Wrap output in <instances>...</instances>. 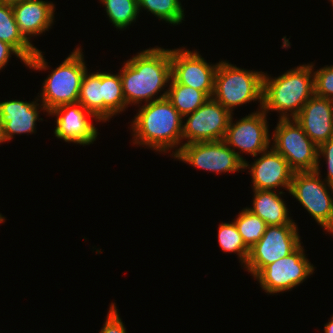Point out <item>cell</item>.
I'll list each match as a JSON object with an SVG mask.
<instances>
[{
	"label": "cell",
	"mask_w": 333,
	"mask_h": 333,
	"mask_svg": "<svg viewBox=\"0 0 333 333\" xmlns=\"http://www.w3.org/2000/svg\"><path fill=\"white\" fill-rule=\"evenodd\" d=\"M119 73L127 108L166 98L168 89L165 91L164 87L171 80V49L156 46L140 51L124 62Z\"/></svg>",
	"instance_id": "obj_1"
},
{
	"label": "cell",
	"mask_w": 333,
	"mask_h": 333,
	"mask_svg": "<svg viewBox=\"0 0 333 333\" xmlns=\"http://www.w3.org/2000/svg\"><path fill=\"white\" fill-rule=\"evenodd\" d=\"M131 123L133 145L146 146L163 154L175 149L172 157L182 147L183 117L167 98L140 106Z\"/></svg>",
	"instance_id": "obj_2"
},
{
	"label": "cell",
	"mask_w": 333,
	"mask_h": 333,
	"mask_svg": "<svg viewBox=\"0 0 333 333\" xmlns=\"http://www.w3.org/2000/svg\"><path fill=\"white\" fill-rule=\"evenodd\" d=\"M313 64L299 65L278 77L264 73L262 110L277 111L278 119L295 118L314 95Z\"/></svg>",
	"instance_id": "obj_3"
},
{
	"label": "cell",
	"mask_w": 333,
	"mask_h": 333,
	"mask_svg": "<svg viewBox=\"0 0 333 333\" xmlns=\"http://www.w3.org/2000/svg\"><path fill=\"white\" fill-rule=\"evenodd\" d=\"M262 71H250L229 63L219 61L214 77L212 98L223 105L231 114L234 108L250 102H259V110L263 105Z\"/></svg>",
	"instance_id": "obj_4"
},
{
	"label": "cell",
	"mask_w": 333,
	"mask_h": 333,
	"mask_svg": "<svg viewBox=\"0 0 333 333\" xmlns=\"http://www.w3.org/2000/svg\"><path fill=\"white\" fill-rule=\"evenodd\" d=\"M85 64L82 48L78 46L58 67L51 70L38 95L47 113L63 104L78 103L81 82L88 70Z\"/></svg>",
	"instance_id": "obj_5"
},
{
	"label": "cell",
	"mask_w": 333,
	"mask_h": 333,
	"mask_svg": "<svg viewBox=\"0 0 333 333\" xmlns=\"http://www.w3.org/2000/svg\"><path fill=\"white\" fill-rule=\"evenodd\" d=\"M320 172L319 163L315 171L294 172L289 194L299 201L324 231L331 234L333 232V186L321 179Z\"/></svg>",
	"instance_id": "obj_6"
},
{
	"label": "cell",
	"mask_w": 333,
	"mask_h": 333,
	"mask_svg": "<svg viewBox=\"0 0 333 333\" xmlns=\"http://www.w3.org/2000/svg\"><path fill=\"white\" fill-rule=\"evenodd\" d=\"M271 147L281 154L294 172L315 171L318 146L294 119H279L272 133Z\"/></svg>",
	"instance_id": "obj_7"
},
{
	"label": "cell",
	"mask_w": 333,
	"mask_h": 333,
	"mask_svg": "<svg viewBox=\"0 0 333 333\" xmlns=\"http://www.w3.org/2000/svg\"><path fill=\"white\" fill-rule=\"evenodd\" d=\"M303 247L300 245L290 255L266 265L253 277L262 290L270 295L290 291L314 273V265L306 258Z\"/></svg>",
	"instance_id": "obj_8"
},
{
	"label": "cell",
	"mask_w": 333,
	"mask_h": 333,
	"mask_svg": "<svg viewBox=\"0 0 333 333\" xmlns=\"http://www.w3.org/2000/svg\"><path fill=\"white\" fill-rule=\"evenodd\" d=\"M296 224L267 226L262 238L249 249L243 268L253 277L266 265L290 255L301 245Z\"/></svg>",
	"instance_id": "obj_9"
},
{
	"label": "cell",
	"mask_w": 333,
	"mask_h": 333,
	"mask_svg": "<svg viewBox=\"0 0 333 333\" xmlns=\"http://www.w3.org/2000/svg\"><path fill=\"white\" fill-rule=\"evenodd\" d=\"M267 116L268 114L262 109H258L233 123V115H231L223 141L243 162L246 159L240 155L241 152L256 157L270 147L271 137Z\"/></svg>",
	"instance_id": "obj_10"
},
{
	"label": "cell",
	"mask_w": 333,
	"mask_h": 333,
	"mask_svg": "<svg viewBox=\"0 0 333 333\" xmlns=\"http://www.w3.org/2000/svg\"><path fill=\"white\" fill-rule=\"evenodd\" d=\"M174 158L217 174L244 171V162L223 140L183 144Z\"/></svg>",
	"instance_id": "obj_11"
},
{
	"label": "cell",
	"mask_w": 333,
	"mask_h": 333,
	"mask_svg": "<svg viewBox=\"0 0 333 333\" xmlns=\"http://www.w3.org/2000/svg\"><path fill=\"white\" fill-rule=\"evenodd\" d=\"M231 113L220 103L209 98L182 123V145L194 142L223 140ZM183 139L186 140L183 143Z\"/></svg>",
	"instance_id": "obj_12"
},
{
	"label": "cell",
	"mask_w": 333,
	"mask_h": 333,
	"mask_svg": "<svg viewBox=\"0 0 333 333\" xmlns=\"http://www.w3.org/2000/svg\"><path fill=\"white\" fill-rule=\"evenodd\" d=\"M218 63H208L197 50L185 47L171 50V77L178 83L205 92L210 98Z\"/></svg>",
	"instance_id": "obj_13"
},
{
	"label": "cell",
	"mask_w": 333,
	"mask_h": 333,
	"mask_svg": "<svg viewBox=\"0 0 333 333\" xmlns=\"http://www.w3.org/2000/svg\"><path fill=\"white\" fill-rule=\"evenodd\" d=\"M48 115L57 117L54 135L58 139L83 146L96 141L98 129L89 119L92 118L98 122L99 120L80 103L60 105L50 111Z\"/></svg>",
	"instance_id": "obj_14"
},
{
	"label": "cell",
	"mask_w": 333,
	"mask_h": 333,
	"mask_svg": "<svg viewBox=\"0 0 333 333\" xmlns=\"http://www.w3.org/2000/svg\"><path fill=\"white\" fill-rule=\"evenodd\" d=\"M253 163L244 162V170L249 169L253 190L284 188L289 192L294 171L287 160L272 147L259 154Z\"/></svg>",
	"instance_id": "obj_15"
},
{
	"label": "cell",
	"mask_w": 333,
	"mask_h": 333,
	"mask_svg": "<svg viewBox=\"0 0 333 333\" xmlns=\"http://www.w3.org/2000/svg\"><path fill=\"white\" fill-rule=\"evenodd\" d=\"M36 101L8 100L0 102V124L2 125L3 137L5 142L10 141L17 134H33L36 132V121L39 112H47L42 103ZM40 109V111H39Z\"/></svg>",
	"instance_id": "obj_16"
},
{
	"label": "cell",
	"mask_w": 333,
	"mask_h": 333,
	"mask_svg": "<svg viewBox=\"0 0 333 333\" xmlns=\"http://www.w3.org/2000/svg\"><path fill=\"white\" fill-rule=\"evenodd\" d=\"M319 147L333 138V100L313 95L294 118Z\"/></svg>",
	"instance_id": "obj_17"
},
{
	"label": "cell",
	"mask_w": 333,
	"mask_h": 333,
	"mask_svg": "<svg viewBox=\"0 0 333 333\" xmlns=\"http://www.w3.org/2000/svg\"><path fill=\"white\" fill-rule=\"evenodd\" d=\"M0 40L11 45L27 62V67L46 71L48 63L42 51L33 46L20 32L12 5L0 3Z\"/></svg>",
	"instance_id": "obj_18"
},
{
	"label": "cell",
	"mask_w": 333,
	"mask_h": 333,
	"mask_svg": "<svg viewBox=\"0 0 333 333\" xmlns=\"http://www.w3.org/2000/svg\"><path fill=\"white\" fill-rule=\"evenodd\" d=\"M20 32L29 41L48 31L54 23L55 5L43 0H24L12 5Z\"/></svg>",
	"instance_id": "obj_19"
},
{
	"label": "cell",
	"mask_w": 333,
	"mask_h": 333,
	"mask_svg": "<svg viewBox=\"0 0 333 333\" xmlns=\"http://www.w3.org/2000/svg\"><path fill=\"white\" fill-rule=\"evenodd\" d=\"M277 192V193H276ZM253 190V207H247L253 214L260 217L268 226L296 224L289 216L286 201L281 198L283 191Z\"/></svg>",
	"instance_id": "obj_20"
},
{
	"label": "cell",
	"mask_w": 333,
	"mask_h": 333,
	"mask_svg": "<svg viewBox=\"0 0 333 333\" xmlns=\"http://www.w3.org/2000/svg\"><path fill=\"white\" fill-rule=\"evenodd\" d=\"M78 103L103 122V72L86 71L81 82Z\"/></svg>",
	"instance_id": "obj_21"
},
{
	"label": "cell",
	"mask_w": 333,
	"mask_h": 333,
	"mask_svg": "<svg viewBox=\"0 0 333 333\" xmlns=\"http://www.w3.org/2000/svg\"><path fill=\"white\" fill-rule=\"evenodd\" d=\"M167 99L182 117L193 113L210 97L203 91L183 84H178L172 77L167 88Z\"/></svg>",
	"instance_id": "obj_22"
},
{
	"label": "cell",
	"mask_w": 333,
	"mask_h": 333,
	"mask_svg": "<svg viewBox=\"0 0 333 333\" xmlns=\"http://www.w3.org/2000/svg\"><path fill=\"white\" fill-rule=\"evenodd\" d=\"M120 73L103 72V122L126 109Z\"/></svg>",
	"instance_id": "obj_23"
},
{
	"label": "cell",
	"mask_w": 333,
	"mask_h": 333,
	"mask_svg": "<svg viewBox=\"0 0 333 333\" xmlns=\"http://www.w3.org/2000/svg\"><path fill=\"white\" fill-rule=\"evenodd\" d=\"M139 12L145 9L157 19L172 25H179L184 21V8L180 0H137Z\"/></svg>",
	"instance_id": "obj_24"
},
{
	"label": "cell",
	"mask_w": 333,
	"mask_h": 333,
	"mask_svg": "<svg viewBox=\"0 0 333 333\" xmlns=\"http://www.w3.org/2000/svg\"><path fill=\"white\" fill-rule=\"evenodd\" d=\"M105 6L107 16L115 28L124 30L130 26L139 15L137 0H100Z\"/></svg>",
	"instance_id": "obj_25"
},
{
	"label": "cell",
	"mask_w": 333,
	"mask_h": 333,
	"mask_svg": "<svg viewBox=\"0 0 333 333\" xmlns=\"http://www.w3.org/2000/svg\"><path fill=\"white\" fill-rule=\"evenodd\" d=\"M245 245L250 249L266 231L267 224L247 207L243 208L236 219H233Z\"/></svg>",
	"instance_id": "obj_26"
},
{
	"label": "cell",
	"mask_w": 333,
	"mask_h": 333,
	"mask_svg": "<svg viewBox=\"0 0 333 333\" xmlns=\"http://www.w3.org/2000/svg\"><path fill=\"white\" fill-rule=\"evenodd\" d=\"M218 243L223 252L237 254L239 262L244 267L249 255V248L243 242L234 221L219 224Z\"/></svg>",
	"instance_id": "obj_27"
},
{
	"label": "cell",
	"mask_w": 333,
	"mask_h": 333,
	"mask_svg": "<svg viewBox=\"0 0 333 333\" xmlns=\"http://www.w3.org/2000/svg\"><path fill=\"white\" fill-rule=\"evenodd\" d=\"M314 95L333 100V65L314 71Z\"/></svg>",
	"instance_id": "obj_28"
},
{
	"label": "cell",
	"mask_w": 333,
	"mask_h": 333,
	"mask_svg": "<svg viewBox=\"0 0 333 333\" xmlns=\"http://www.w3.org/2000/svg\"><path fill=\"white\" fill-rule=\"evenodd\" d=\"M115 303H111L104 325L99 333H127Z\"/></svg>",
	"instance_id": "obj_29"
},
{
	"label": "cell",
	"mask_w": 333,
	"mask_h": 333,
	"mask_svg": "<svg viewBox=\"0 0 333 333\" xmlns=\"http://www.w3.org/2000/svg\"><path fill=\"white\" fill-rule=\"evenodd\" d=\"M323 156L327 164V176L325 182L333 186V138H330L327 142L322 143L318 147V163H320V157Z\"/></svg>",
	"instance_id": "obj_30"
},
{
	"label": "cell",
	"mask_w": 333,
	"mask_h": 333,
	"mask_svg": "<svg viewBox=\"0 0 333 333\" xmlns=\"http://www.w3.org/2000/svg\"><path fill=\"white\" fill-rule=\"evenodd\" d=\"M11 55H15L19 58L25 66H27V62L23 59V57L9 44L2 42L0 40V70H2L8 64L9 58L11 59Z\"/></svg>",
	"instance_id": "obj_31"
},
{
	"label": "cell",
	"mask_w": 333,
	"mask_h": 333,
	"mask_svg": "<svg viewBox=\"0 0 333 333\" xmlns=\"http://www.w3.org/2000/svg\"><path fill=\"white\" fill-rule=\"evenodd\" d=\"M324 333H333V315L328 323L325 324Z\"/></svg>",
	"instance_id": "obj_32"
},
{
	"label": "cell",
	"mask_w": 333,
	"mask_h": 333,
	"mask_svg": "<svg viewBox=\"0 0 333 333\" xmlns=\"http://www.w3.org/2000/svg\"><path fill=\"white\" fill-rule=\"evenodd\" d=\"M22 1H24V0H0V3L14 5V4L20 3Z\"/></svg>",
	"instance_id": "obj_33"
},
{
	"label": "cell",
	"mask_w": 333,
	"mask_h": 333,
	"mask_svg": "<svg viewBox=\"0 0 333 333\" xmlns=\"http://www.w3.org/2000/svg\"><path fill=\"white\" fill-rule=\"evenodd\" d=\"M5 142L4 137H3V130H2V125L0 124V144Z\"/></svg>",
	"instance_id": "obj_34"
},
{
	"label": "cell",
	"mask_w": 333,
	"mask_h": 333,
	"mask_svg": "<svg viewBox=\"0 0 333 333\" xmlns=\"http://www.w3.org/2000/svg\"><path fill=\"white\" fill-rule=\"evenodd\" d=\"M4 220H5V217L0 213V223L5 222Z\"/></svg>",
	"instance_id": "obj_35"
}]
</instances>
